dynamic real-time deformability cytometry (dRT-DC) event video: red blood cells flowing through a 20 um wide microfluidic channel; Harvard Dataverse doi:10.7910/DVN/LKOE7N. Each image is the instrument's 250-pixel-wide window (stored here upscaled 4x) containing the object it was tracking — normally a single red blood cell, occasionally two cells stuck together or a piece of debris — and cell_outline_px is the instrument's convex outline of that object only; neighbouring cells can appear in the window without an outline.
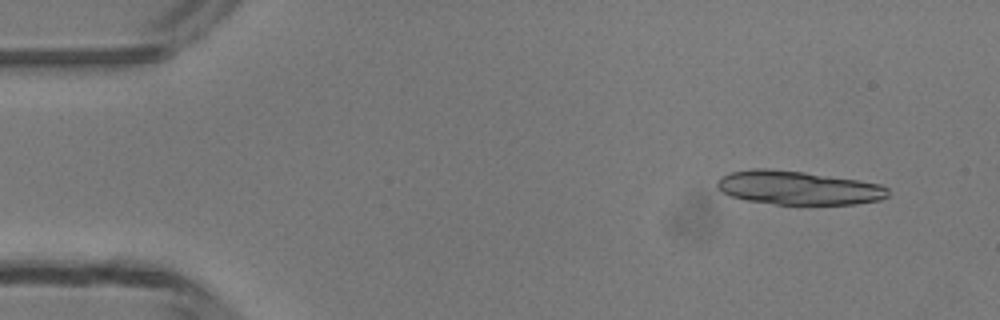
{"species": "common noctule bat (a hibernating species)", "species_latin": "Nyctalus noctula", "temperature_condition": "room temperature", "stored_images_in_passage": 11, "camera_frame_rate_fps": 3000, "um_per_image_px": 0.085, "animal": {"sex": "male", "body_mass_g": 13.3}, "frame": {"image": 1, "passage_image": 4, "time_ms": 1.0, "image_size_px": [1000, 320], "cell_outline_px": [[888, 196], [880, 200], [856, 204], [776, 204], [748, 200], [732, 196], [720, 192], [716, 188], [716, 180], [720, 176], [732, 172], [752, 168], [768, 168], [804, 172], [856, 180], [880, 184], [888, 188]], "centroid_in_image_um": [67.8, 15.96], "position_along_channel_um": 17.2, "area_um2": 33.58}}